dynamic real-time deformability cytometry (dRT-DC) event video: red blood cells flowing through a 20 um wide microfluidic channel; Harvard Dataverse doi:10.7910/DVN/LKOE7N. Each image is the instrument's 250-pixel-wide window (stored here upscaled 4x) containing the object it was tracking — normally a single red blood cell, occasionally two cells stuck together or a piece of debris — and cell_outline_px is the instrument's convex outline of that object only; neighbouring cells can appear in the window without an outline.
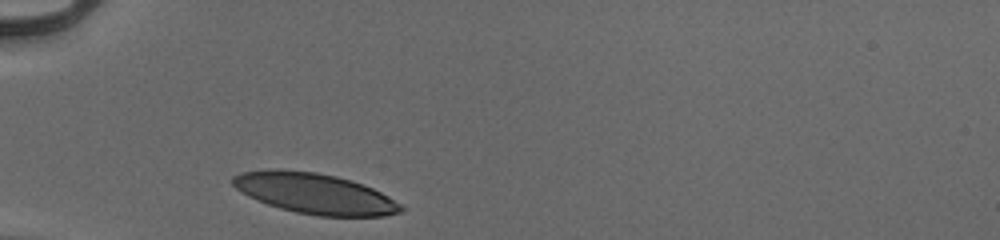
{"species": "human", "species_latin": "Homo sapiens", "temperature_condition": "cold", "stored_images_in_passage": 28, "camera_frame_rate_fps": 3000, "um_per_image_px": 0.085, "donor": {"sex": "male"}, "frame": {"image": 1, "passage_image": 1, "time_ms": 0.0, "image_size_px": [1000, 240], "cell_outline_px": [[404, 208], [400, 212], [384, 216], [320, 216], [296, 212], [280, 208], [256, 200], [248, 196], [236, 188], [232, 184], [232, 176], [240, 172], [276, 168], [280, 168], [316, 172], [336, 176], [352, 180], [364, 184], [388, 196], [400, 204]], "centroid_in_image_um": [26.72, 16.43], "position_along_channel_um": 58.3, "area_um2": 39.82}}
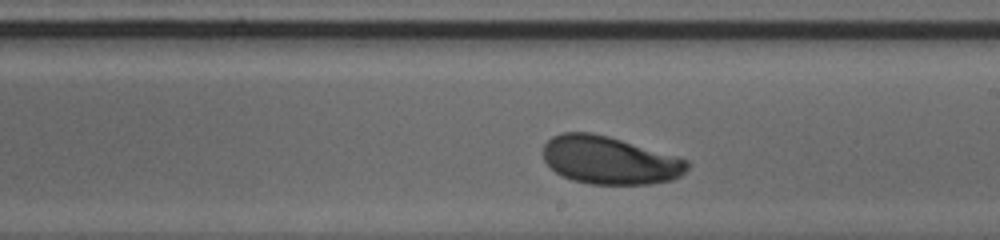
{"frame": {"image": 2, "passage_image": 16, "time_ms": 5.0, "image_size_px": [1000, 240], "cell_outline_px": [[688, 168], [680, 176], [672, 180], [652, 184], [588, 184], [572, 180], [556, 172], [544, 160], [544, 144], [552, 136], [560, 132], [592, 132], [608, 136], [688, 160]], "centroid_in_image_um": [51.79, 13.62], "position_along_channel_um": 237.2, "area_um2": 40.0}}
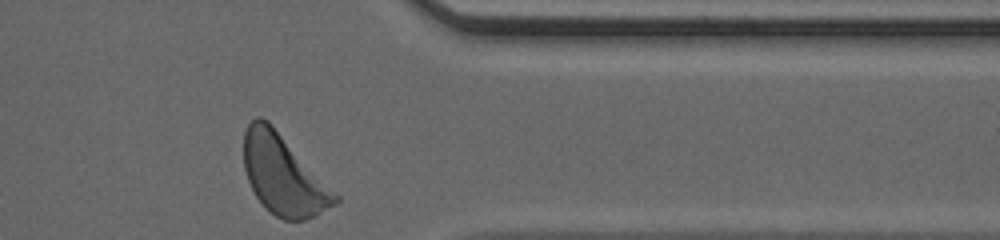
{"frame": {"image": 3, "passage_image": 28, "time_ms": 9.0, "image_size_px": [1000, 240], "cell_outline_px": [[340, 200], [336, 204], [316, 216], [304, 220], [284, 220], [276, 216], [256, 196], [248, 180], [244, 168], [244, 132], [248, 124], [256, 116], [260, 116], [268, 120], [272, 124], [340, 196]], "centroid_in_image_um": [24.1, 14.86], "position_along_channel_um": 387.3, "area_um2": 42.19}, "authors_computed_cell_mechanics": {"area_um2": 40.5756, "velocity_mm_per_s": 3.9054, "shape_relaxation_time_tau1_ms": 2.462, "shape_relaxation_time_tau2_ms": null, "deformation_change_tau1": 0.1453, "deformation_change_tau2": null}}